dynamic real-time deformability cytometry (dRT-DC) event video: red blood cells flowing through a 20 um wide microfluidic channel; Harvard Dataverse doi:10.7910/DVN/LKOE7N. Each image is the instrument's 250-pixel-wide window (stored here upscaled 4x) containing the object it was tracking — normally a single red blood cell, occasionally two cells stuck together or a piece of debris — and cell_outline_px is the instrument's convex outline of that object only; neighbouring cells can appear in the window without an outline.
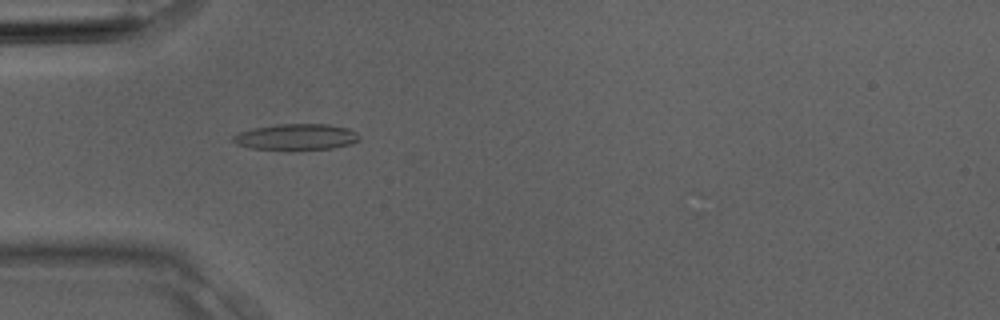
{"species": "Egyptian fruit bat (a non-hibernating species)", "species_latin": "Rousettus aegyptiacus", "temperature_condition": "room temperature", "stored_images_in_passage": 3, "camera_frame_rate_fps": 3000, "um_per_image_px": 0.085, "animal": {"sex": "male"}, "frame": {"image": 1, "passage_image": 2, "time_ms": 0.333, "image_size_px": [1000, 320], "cell_outline_px": [[360, 140], [348, 144], [332, 148], [288, 152], [248, 148], [236, 144], [232, 140], [232, 136], [240, 132], [252, 128], [276, 124], [328, 124], [348, 128], [356, 132], [360, 136]], "centroid_in_image_um": [25.14, 11.67], "position_along_channel_um": 59.9, "area_um2": 19.94}}